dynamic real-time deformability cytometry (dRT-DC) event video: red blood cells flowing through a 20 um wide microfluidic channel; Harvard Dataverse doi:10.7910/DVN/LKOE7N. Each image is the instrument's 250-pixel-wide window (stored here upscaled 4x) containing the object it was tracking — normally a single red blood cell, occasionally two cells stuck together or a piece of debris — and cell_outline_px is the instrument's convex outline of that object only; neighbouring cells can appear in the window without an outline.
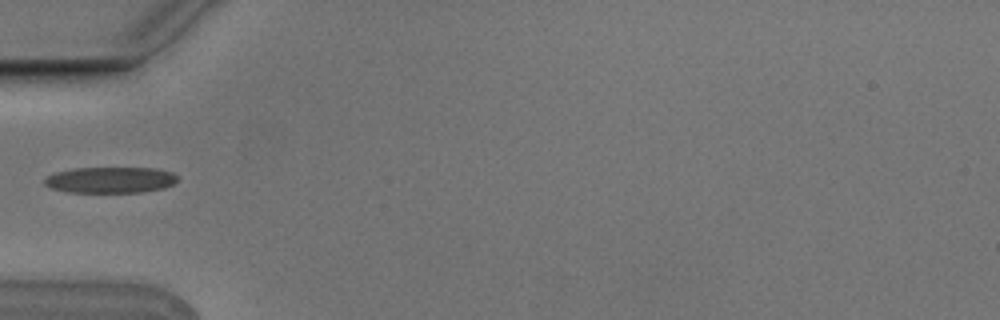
{"species": "Egyptian fruit bat (a non-hibernating species)", "species_latin": "Rousettus aegyptiacus", "temperature_condition": "cold", "stored_images_in_passage": 3, "camera_frame_rate_fps": 3000, "um_per_image_px": 0.085, "animal": {"sex": "male"}, "frame": {"image": 1, "passage_image": 2, "time_ms": 0.333, "image_size_px": [1000, 320], "cell_outline_px": [[176, 180], [172, 184], [164, 188], [140, 192], [68, 192], [52, 188], [44, 184], [44, 180], [52, 172], [72, 168], [156, 168], [172, 172], [176, 176]], "centroid_in_image_um": [9.34, 15.28], "position_along_channel_um": 75.7, "area_um2": 20.17}}